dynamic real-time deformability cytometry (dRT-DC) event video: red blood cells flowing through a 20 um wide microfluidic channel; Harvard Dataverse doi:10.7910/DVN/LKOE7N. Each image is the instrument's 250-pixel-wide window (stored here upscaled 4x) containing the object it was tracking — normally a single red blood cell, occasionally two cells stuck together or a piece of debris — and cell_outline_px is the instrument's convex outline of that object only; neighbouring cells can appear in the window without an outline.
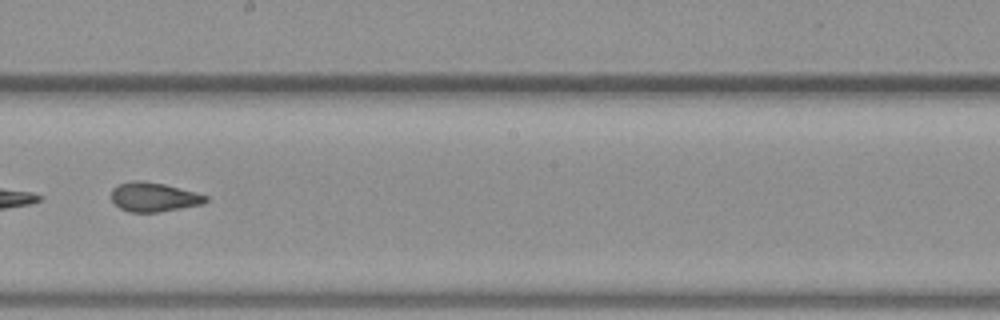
{"species": "common noctule bat (a hibernating species)", "species_latin": "Nyctalus noctula", "temperature_condition": "warm", "stored_images_in_passage": 52, "camera_frame_rate_fps": 3000, "um_per_image_px": 0.085, "animal": {"sex": "female", "body_mass_g": 19.3, "forearm_length_mm": 54.1}, "frame": {"image": 1, "passage_image": 30, "time_ms": 9.667, "image_size_px": [1000, 320], "cell_outline_px": [[208, 200], [204, 204], [160, 212], [128, 212], [120, 208], [112, 200], [112, 188], [120, 184], [132, 180], [144, 180], [164, 184], [196, 192], [208, 196]], "centroid_in_image_um": [13.09, 16.75], "position_along_channel_um": 235.1, "area_um2": 16.18}, "authors_computed_cell_mechanics": {"area_um2": 18.0336, "velocity_mm_per_s": 3.8107, "shape_relaxation_time_tau1_ms": null, "shape_relaxation_time_tau2_ms": 1.0175, "deformation_change_tau1": null, "deformation_change_tau2": 0.0684}}